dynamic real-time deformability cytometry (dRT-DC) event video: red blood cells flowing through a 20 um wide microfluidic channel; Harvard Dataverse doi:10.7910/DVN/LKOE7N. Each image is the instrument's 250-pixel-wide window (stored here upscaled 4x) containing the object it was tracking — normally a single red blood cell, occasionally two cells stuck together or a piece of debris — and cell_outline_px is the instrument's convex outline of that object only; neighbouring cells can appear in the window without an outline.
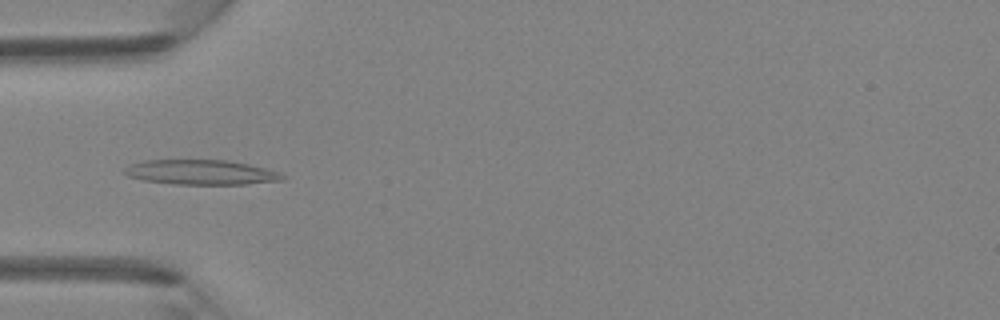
{"species": "Egyptian fruit bat (a non-hibernating species)", "species_latin": "Rousettus aegyptiacus", "temperature_condition": "room temperature", "stored_images_in_passage": 46, "camera_frame_rate_fps": 3000, "um_per_image_px": 0.085, "animal": {"sex": "female"}, "frame": {"image": 1, "passage_image": 15, "time_ms": 4.667, "image_size_px": [1000, 320], "cell_outline_px": [[288, 176], [284, 180], [244, 184], [172, 184], [144, 180], [128, 176], [124, 172], [124, 168], [132, 164], [144, 160], [228, 160], [248, 164], [280, 172]], "centroid_in_image_um": [17.12, 14.64], "position_along_channel_um": 67.9, "area_um2": 22.83}}
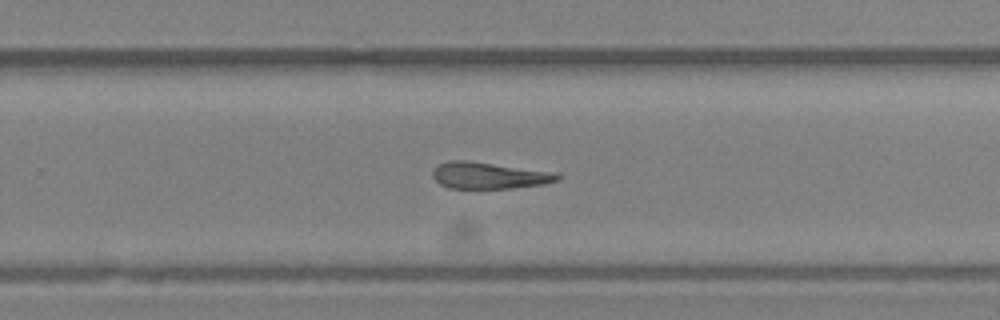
{"frame": {"image": 2, "passage_image": 30, "time_ms": 9.667, "image_size_px": [1000, 320], "cell_outline_px": [[560, 180], [544, 184], [508, 188], [448, 188], [440, 184], [432, 176], [432, 172], [440, 164], [452, 160], [468, 160], [560, 172]], "centroid_in_image_um": [41.64, 14.91], "position_along_channel_um": 288.2, "area_um2": 19.48}}
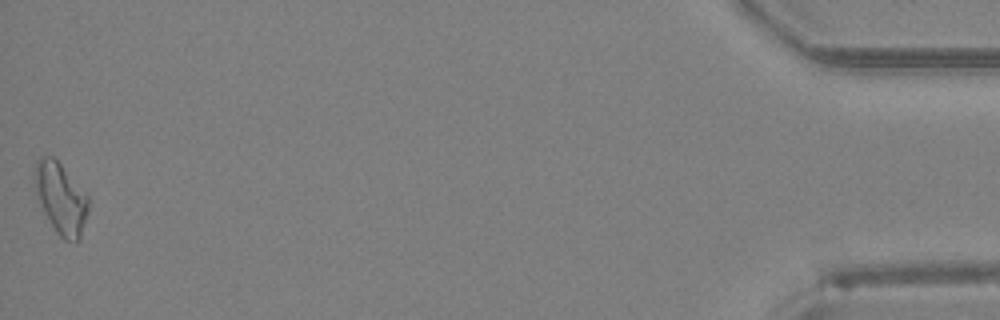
{"frame": {"image": 3, "passage_image": 46, "time_ms": 15.0, "image_size_px": [1000, 320], "cell_outline_px": [[88, 212], [80, 240], [64, 240], [56, 232], [44, 212], [40, 204], [36, 192], [36, 160], [40, 156], [52, 156], [88, 192]], "centroid_in_image_um": [5.22, 16.86], "position_along_channel_um": 430.0, "area_um2": 22.08}}